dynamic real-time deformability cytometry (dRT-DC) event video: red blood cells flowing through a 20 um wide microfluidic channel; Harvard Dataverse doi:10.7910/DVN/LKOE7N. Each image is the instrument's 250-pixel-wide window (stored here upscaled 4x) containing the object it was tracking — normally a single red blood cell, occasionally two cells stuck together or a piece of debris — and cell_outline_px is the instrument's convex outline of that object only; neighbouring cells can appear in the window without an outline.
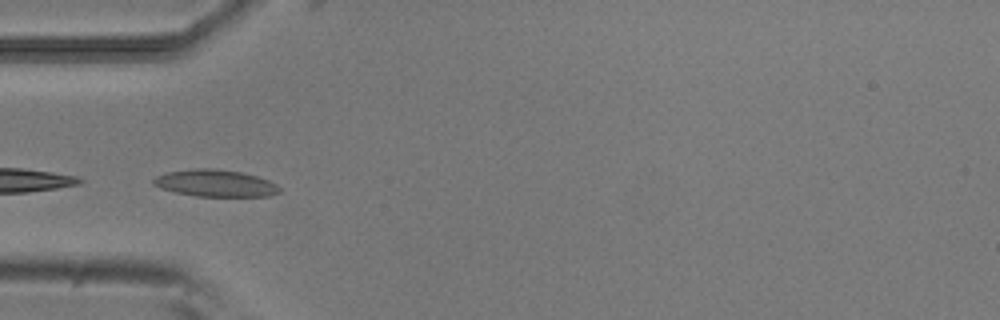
{"species": "common noctule bat (a hibernating species)", "species_latin": "Nyctalus noctula", "temperature_condition": "room temperature", "stored_images_in_passage": 10, "camera_frame_rate_fps": 3000, "um_per_image_px": 0.085, "animal": {"sex": "male", "body_mass_g": 20.5, "forearm_length_mm": 52.5}, "frame": {"image": 1, "passage_image": 7, "time_ms": 2.0, "image_size_px": [1000, 320], "cell_outline_px": [[280, 192], [272, 196], [196, 196], [176, 192], [160, 188], [152, 184], [152, 180], [156, 176], [164, 172], [196, 168], [212, 168], [240, 172], [256, 176], [268, 180], [276, 184], [280, 188]], "centroid_in_image_um": [18.28, 15.57], "position_along_channel_um": 66.7, "area_um2": 19.83}}